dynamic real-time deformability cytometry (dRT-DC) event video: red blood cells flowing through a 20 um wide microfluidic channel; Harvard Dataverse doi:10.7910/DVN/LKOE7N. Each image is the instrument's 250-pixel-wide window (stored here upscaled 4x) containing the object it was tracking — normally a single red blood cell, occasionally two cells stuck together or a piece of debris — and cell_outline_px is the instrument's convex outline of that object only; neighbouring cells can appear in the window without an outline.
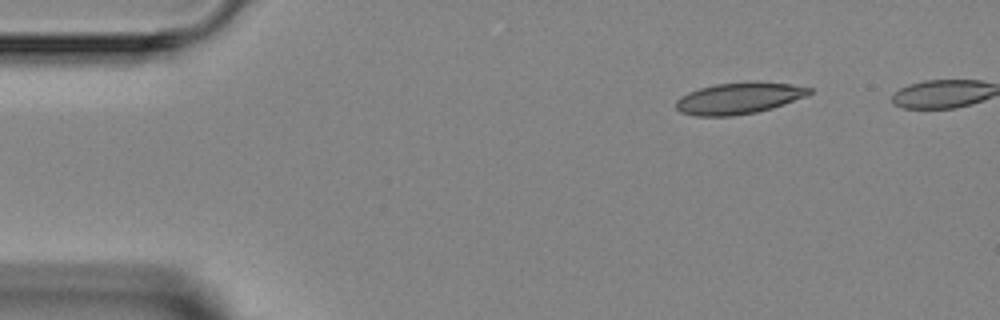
{"species": "Egyptian fruit bat (a non-hibernating species)", "species_latin": "Rousettus aegyptiacus", "temperature_condition": "room temperature", "stored_images_in_passage": 4, "camera_frame_rate_fps": 3000, "um_per_image_px": 0.085, "animal": {"sex": "female"}, "frame": {"image": 1, "passage_image": 1, "time_ms": 0.0, "image_size_px": [1000, 320], "cell_outline_px": [[812, 92], [808, 96], [772, 108], [756, 112], [732, 116], [696, 116], [680, 112], [676, 108], [676, 100], [680, 96], [688, 92], [700, 88], [716, 84], [756, 80], [788, 84], [812, 88]], "centroid_in_image_um": [62.81, 8.34], "position_along_channel_um": 22.2, "area_um2": 24.68}}